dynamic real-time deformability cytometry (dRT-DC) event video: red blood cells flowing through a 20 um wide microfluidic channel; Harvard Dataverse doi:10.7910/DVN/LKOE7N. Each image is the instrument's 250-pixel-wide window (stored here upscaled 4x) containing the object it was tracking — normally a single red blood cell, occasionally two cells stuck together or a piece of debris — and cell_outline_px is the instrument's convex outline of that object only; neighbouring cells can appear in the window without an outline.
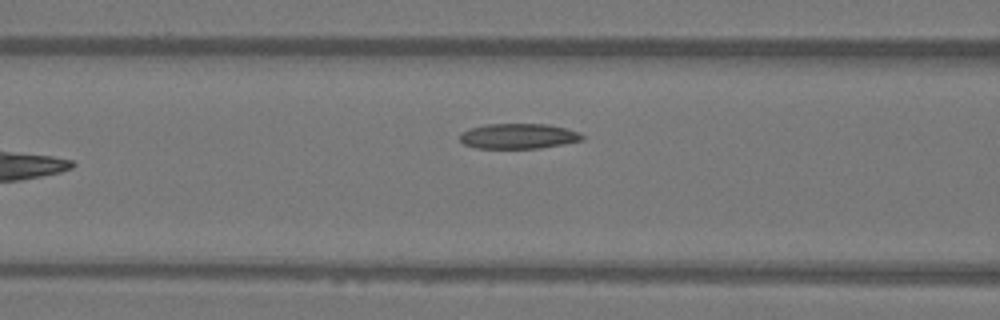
{"species": "Egyptian fruit bat (a non-hibernating species)", "species_latin": "Rousettus aegyptiacus", "temperature_condition": "warm", "stored_images_in_passage": 5, "camera_frame_rate_fps": 3000, "um_per_image_px": 0.085, "animal": {"sex": "female"}, "frame": {"image": 1, "passage_image": 5, "time_ms": 1.333, "image_size_px": [1000, 320], "cell_outline_px": [[584, 140], [564, 144], [540, 148], [476, 148], [464, 144], [460, 140], [460, 132], [484, 124], [548, 124], [580, 132], [584, 136]], "centroid_in_image_um": [44.08, 11.57], "position_along_channel_um": 122.5, "area_um2": 18.03}}